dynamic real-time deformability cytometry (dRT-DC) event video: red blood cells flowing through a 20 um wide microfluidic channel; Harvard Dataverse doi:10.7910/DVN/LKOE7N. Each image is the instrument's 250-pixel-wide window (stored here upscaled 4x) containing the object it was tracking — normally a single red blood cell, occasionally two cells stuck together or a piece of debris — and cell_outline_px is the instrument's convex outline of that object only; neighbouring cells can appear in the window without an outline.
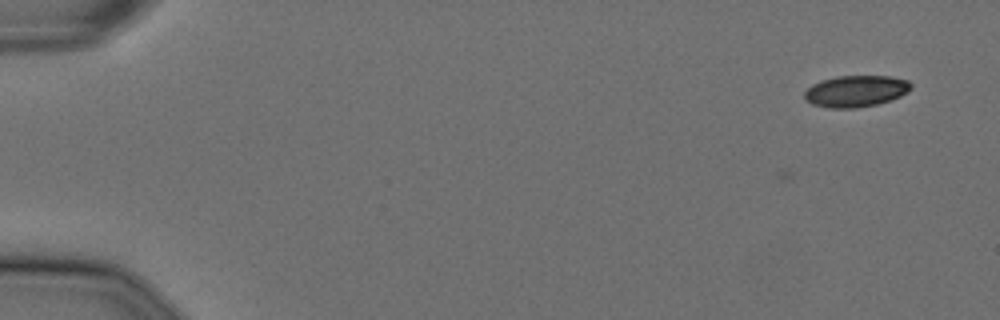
{"species": "Egyptian fruit bat (a non-hibernating species)", "species_latin": "Rousettus aegyptiacus", "temperature_condition": "cold", "stored_images_in_passage": 3, "camera_frame_rate_fps": 3000, "um_per_image_px": 0.085, "animal": {"sex": "female"}, "frame": {"image": 1, "passage_image": 3, "time_ms": 0.667, "image_size_px": [1000, 320], "cell_outline_px": [[912, 88], [908, 92], [900, 96], [876, 104], [856, 108], [828, 108], [812, 104], [804, 100], [804, 92], [812, 84], [820, 80], [836, 76], [888, 76], [908, 80], [912, 84]], "centroid_in_image_um": [72.72, 7.74], "position_along_channel_um": 12.3, "area_um2": 19.65}}